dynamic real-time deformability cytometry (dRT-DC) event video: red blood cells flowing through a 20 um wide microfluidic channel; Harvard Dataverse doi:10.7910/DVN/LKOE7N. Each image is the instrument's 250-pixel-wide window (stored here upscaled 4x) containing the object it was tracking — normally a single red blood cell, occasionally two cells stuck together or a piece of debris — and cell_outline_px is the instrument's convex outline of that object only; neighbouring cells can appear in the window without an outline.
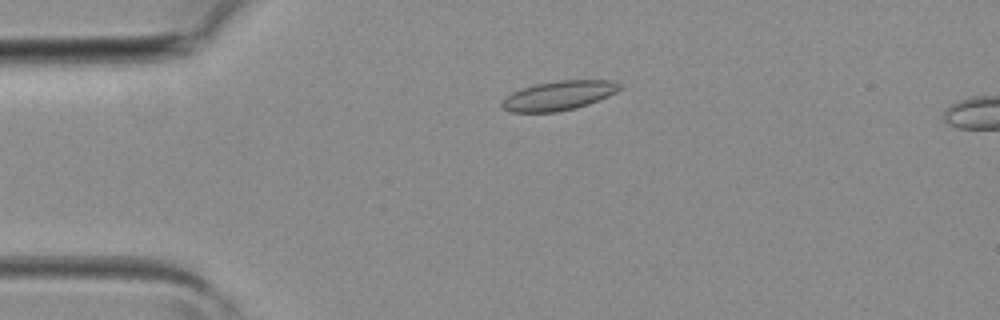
{"species": "common noctule bat (a hibernating species)", "species_latin": "Nyctalus noctula", "temperature_condition": "room temperature", "stored_images_in_passage": 4, "camera_frame_rate_fps": 3000, "um_per_image_px": 0.085, "animal": {"sex": "female", "body_mass_g": 19.3, "forearm_length_mm": 54.1}, "frame": {"image": 1, "passage_image": 3, "time_ms": 0.667, "image_size_px": [1000, 320], "cell_outline_px": [[624, 88], [608, 96], [588, 104], [576, 108], [556, 112], [512, 112], [504, 108], [500, 104], [512, 92], [536, 84], [560, 80], [612, 80], [624, 84]], "centroid_in_image_um": [47.57, 8.11], "position_along_channel_um": 37.4, "area_um2": 20.06}}